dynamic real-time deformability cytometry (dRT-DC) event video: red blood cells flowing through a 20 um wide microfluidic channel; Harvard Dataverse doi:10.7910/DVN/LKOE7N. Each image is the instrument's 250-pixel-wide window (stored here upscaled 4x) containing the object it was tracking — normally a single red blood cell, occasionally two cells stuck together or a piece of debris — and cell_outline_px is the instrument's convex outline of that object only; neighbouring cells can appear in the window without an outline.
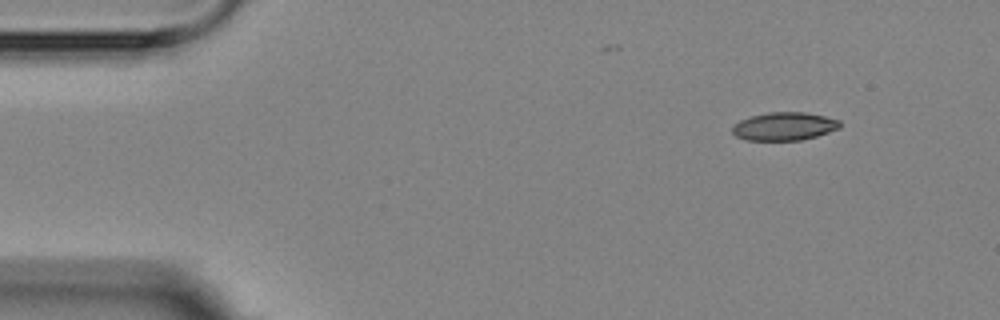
{"species": "Egyptian fruit bat (a non-hibernating species)", "species_latin": "Rousettus aegyptiacus", "temperature_condition": "room temperature", "stored_images_in_passage": 5, "camera_frame_rate_fps": 3000, "um_per_image_px": 0.085, "animal": {"sex": "female"}, "frame": {"image": 1, "passage_image": 1, "time_ms": 0.0, "image_size_px": [1000, 320], "cell_outline_px": [[840, 128], [816, 136], [800, 140], [744, 140], [736, 136], [732, 132], [732, 128], [740, 120], [752, 116], [768, 112], [804, 112], [824, 116], [840, 120]], "centroid_in_image_um": [66.66, 10.74], "position_along_channel_um": 18.3, "area_um2": 17.51}}
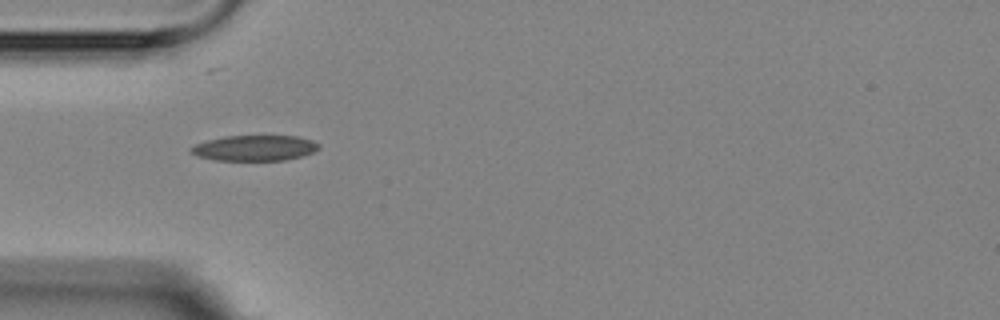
{"frame": {"image": 2, "passage_image": 4, "time_ms": 3.667, "image_size_px": [1000, 320], "cell_outline_px": [[320, 148], [304, 156], [284, 160], [216, 160], [196, 156], [188, 152], [188, 148], [196, 144], [208, 140], [224, 136], [296, 136], [312, 140], [320, 144]], "centroid_in_image_um": [21.63, 12.58], "position_along_channel_um": 63.4, "area_um2": 19.13}}
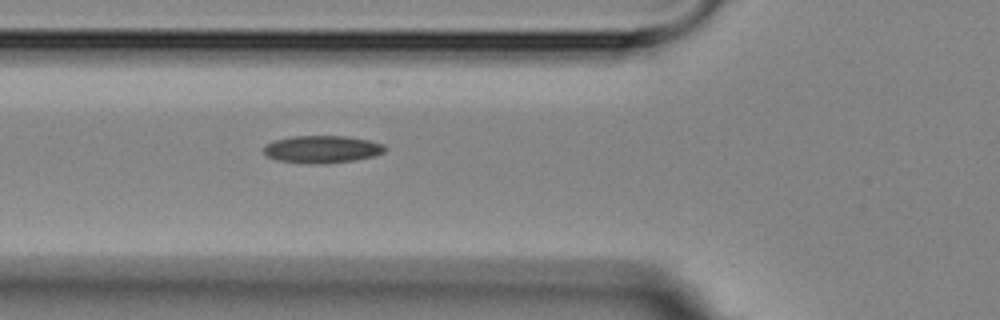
{"frame": {"image": 3, "passage_image": 5, "time_ms": 4.667, "image_size_px": [1000, 320], "cell_outline_px": [[388, 148], [384, 152], [372, 156], [356, 160], [324, 164], [308, 164], [276, 160], [268, 156], [264, 152], [264, 144], [276, 140], [292, 136], [348, 136], [368, 140], [384, 144]], "centroid_in_image_um": [27.39, 12.69], "position_along_channel_um": 98.4, "area_um2": 19.54}}